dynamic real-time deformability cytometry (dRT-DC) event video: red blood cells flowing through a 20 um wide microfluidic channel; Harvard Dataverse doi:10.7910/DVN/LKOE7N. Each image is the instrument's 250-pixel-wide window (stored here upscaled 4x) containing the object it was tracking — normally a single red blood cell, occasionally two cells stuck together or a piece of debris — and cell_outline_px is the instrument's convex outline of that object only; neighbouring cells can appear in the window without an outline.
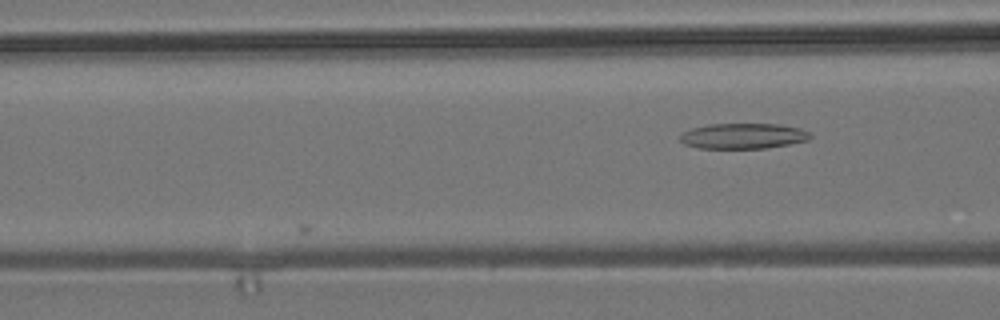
{"species": "common noctule bat (a hibernating species)", "species_latin": "Nyctalus noctula", "temperature_condition": "room temperature", "stored_images_in_passage": 4, "camera_frame_rate_fps": 3000, "um_per_image_px": 0.085, "animal": {"sex": "male", "body_mass_g": 19.2, "forearm_length_mm": 51.8}, "frame": {"image": 1, "passage_image": 4, "time_ms": 1.0, "image_size_px": [1000, 320], "cell_outline_px": [[812, 136], [808, 140], [768, 148], [700, 148], [684, 144], [680, 140], [680, 136], [684, 132], [692, 128], [708, 124], [780, 124], [800, 128], [808, 132]], "centroid_in_image_um": [63.18, 11.56], "position_along_channel_um": 103.4, "area_um2": 19.25}}